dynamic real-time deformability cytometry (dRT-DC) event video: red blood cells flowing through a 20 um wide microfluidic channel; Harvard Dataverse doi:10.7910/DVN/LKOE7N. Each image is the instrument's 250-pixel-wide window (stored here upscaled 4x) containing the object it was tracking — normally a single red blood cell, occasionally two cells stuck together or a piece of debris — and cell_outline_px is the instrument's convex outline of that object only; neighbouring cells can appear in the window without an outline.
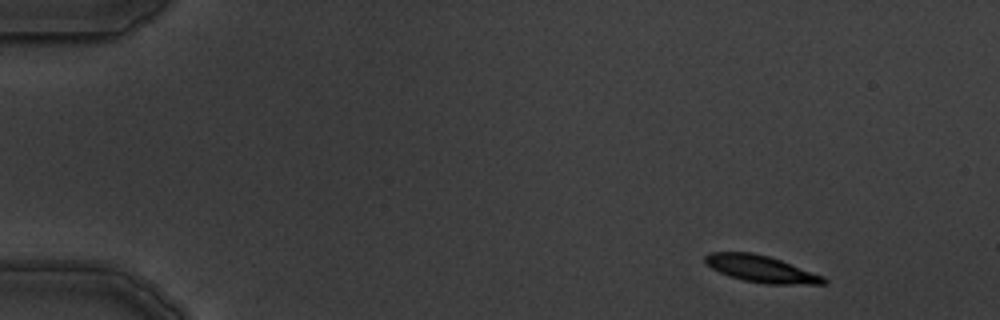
{"species": "common noctule bat (a hibernating species)", "species_latin": "Nyctalus noctula", "temperature_condition": "warm", "stored_images_in_passage": 4, "camera_frame_rate_fps": 3000, "um_per_image_px": 0.085, "animal": {"sex": "male", "body_mass_g": 19.5, "forearm_length_mm": 54.6}, "frame": {"image": 1, "passage_image": 1, "time_ms": 0.0, "image_size_px": [1000, 320], "cell_outline_px": [[828, 284], [764, 284], [744, 280], [728, 276], [704, 264], [704, 256], [708, 252], [752, 252], [768, 256], [780, 260], [824, 276], [828, 280]], "centroid_in_image_um": [64.67, 22.86], "position_along_channel_um": 20.3, "area_um2": 18.61}}
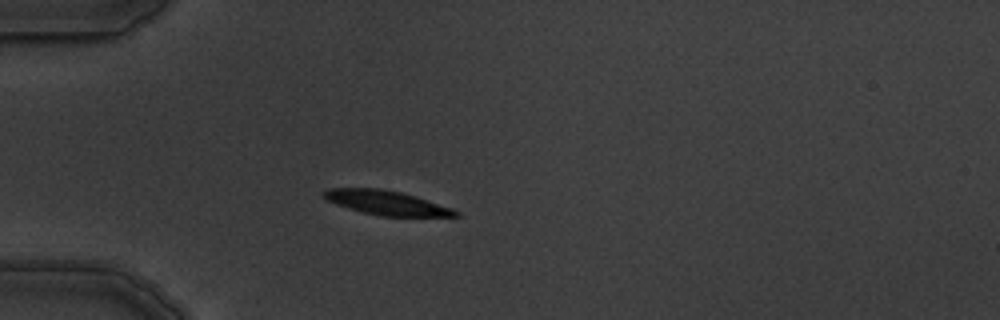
{"frame": {"image": 2, "passage_image": 3, "time_ms": 3.333, "image_size_px": [1000, 320], "cell_outline_px": [[460, 216], [380, 216], [348, 208], [336, 204], [320, 196], [320, 192], [328, 188], [380, 188], [400, 192], [416, 196], [452, 208], [460, 212]], "centroid_in_image_um": [32.82, 17.22], "position_along_channel_um": 52.2, "area_um2": 18.67}}